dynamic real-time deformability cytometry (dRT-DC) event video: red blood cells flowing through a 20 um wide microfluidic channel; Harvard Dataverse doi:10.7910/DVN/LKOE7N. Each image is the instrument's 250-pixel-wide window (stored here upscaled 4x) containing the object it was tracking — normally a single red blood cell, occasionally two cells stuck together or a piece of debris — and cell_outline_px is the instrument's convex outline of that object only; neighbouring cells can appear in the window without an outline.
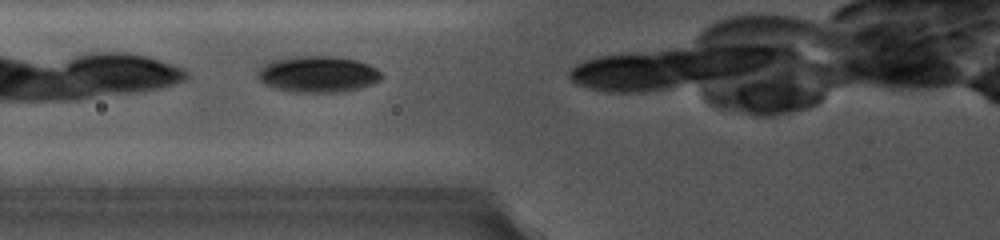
{"species": "common noctule bat (a hibernating species)", "species_latin": "Nyctalus noctula", "temperature_condition": "cold", "stored_images_in_passage": 13, "camera_frame_rate_fps": 5000, "um_per_image_px": 0.085, "animal": {"sex": "female", "body_mass_g": 19.0, "forearm_length_mm": 56.7}, "frame": {"image": 1, "passage_image": 3, "time_ms": 0.6, "image_size_px": [1000, 240], "cell_outline_px": [[380, 80], [372, 84], [360, 88], [336, 92], [292, 92], [272, 88], [264, 84], [256, 76], [256, 72], [260, 64], [264, 60], [288, 56], [336, 56], [356, 60], [368, 64], [376, 68], [380, 72]], "centroid_in_image_um": [26.89, 6.28], "position_along_channel_um": 98.9, "area_um2": 26.82}}